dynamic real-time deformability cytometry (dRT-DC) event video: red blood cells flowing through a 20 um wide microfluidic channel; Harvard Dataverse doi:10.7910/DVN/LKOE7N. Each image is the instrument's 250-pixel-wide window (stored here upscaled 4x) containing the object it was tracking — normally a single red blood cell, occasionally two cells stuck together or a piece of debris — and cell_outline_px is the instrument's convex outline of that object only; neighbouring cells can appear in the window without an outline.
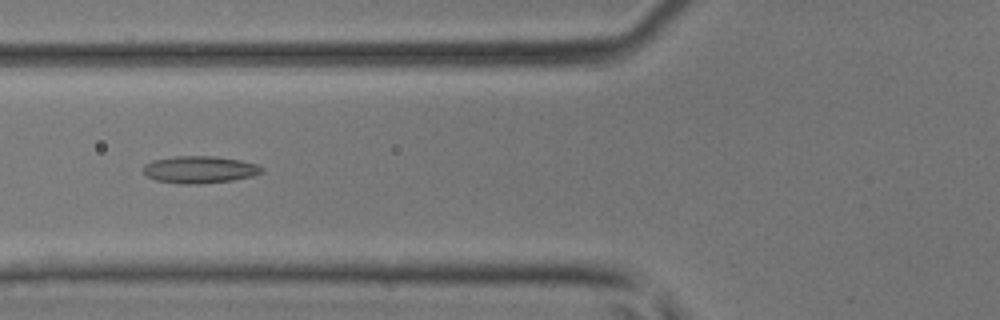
{"species": "common noctule bat (a hibernating species)", "species_latin": "Nyctalus noctula", "temperature_condition": "room temperature", "stored_images_in_passage": 44, "camera_frame_rate_fps": 3000, "um_per_image_px": 0.085, "animal": {"sex": "male", "body_mass_g": 17.9, "forearm_length_mm": 54.2}, "frame": {"image": 1, "passage_image": 15, "time_ms": 4.667, "image_size_px": [1000, 320], "cell_outline_px": [[264, 172], [252, 176], [232, 180], [200, 184], [180, 184], [156, 180], [148, 176], [144, 172], [144, 164], [152, 160], [176, 156], [212, 156], [240, 160], [256, 164], [264, 168]], "centroid_in_image_um": [16.98, 14.41], "position_along_channel_um": 108.8, "area_um2": 18.73}}
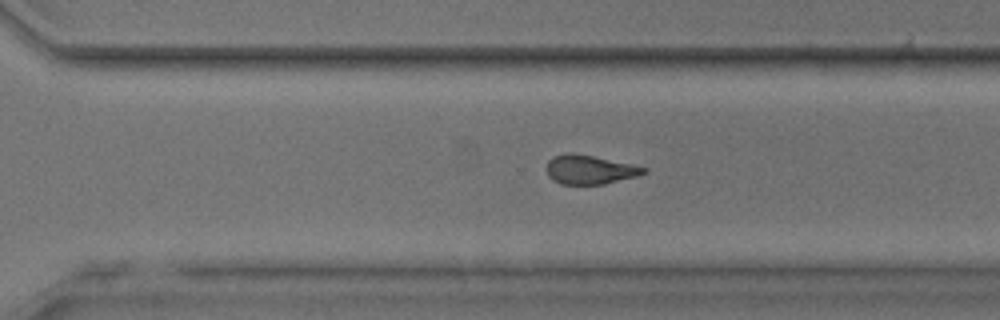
{"frame": {"image": 2, "passage_image": 30, "time_ms": 9.667, "image_size_px": [1000, 320], "cell_outline_px": [[648, 172], [636, 176], [604, 184], [560, 184], [552, 180], [548, 176], [548, 160], [552, 156], [568, 152], [572, 152], [632, 164], [648, 168]], "centroid_in_image_um": [50.12, 14.41], "position_along_channel_um": 320.5, "area_um2": 16.42}}
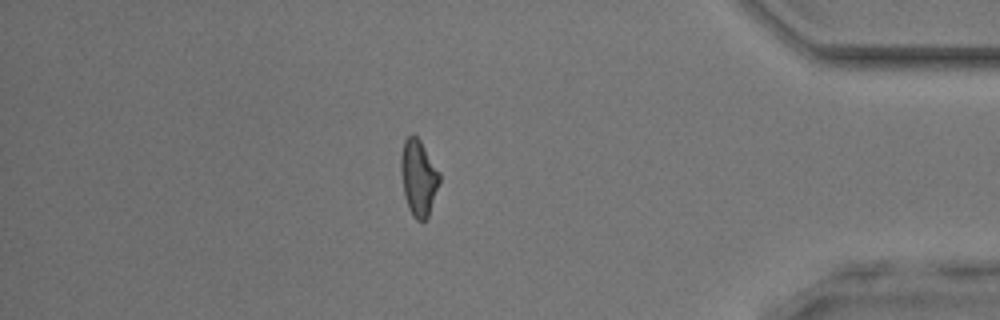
{"frame": {"image": 3, "passage_image": 38, "time_ms": 12.333, "image_size_px": [1000, 320], "cell_outline_px": [[440, 180], [428, 216], [424, 220], [416, 220], [412, 216], [408, 208], [404, 196], [400, 168], [400, 156], [404, 140], [412, 132], [420, 140], [440, 172]], "centroid_in_image_um": [35.55, 15.08], "position_along_channel_um": 399.6, "area_um2": 17.17}, "authors_computed_cell_mechanics": {"area_um2": 17.34, "velocity_mm_per_s": 4.2457, "shape_relaxation_time_tau1_ms": null, "shape_relaxation_time_tau2_ms": 2.3125, "deformation_change_tau1": null, "deformation_change_tau2": 0.1161}}